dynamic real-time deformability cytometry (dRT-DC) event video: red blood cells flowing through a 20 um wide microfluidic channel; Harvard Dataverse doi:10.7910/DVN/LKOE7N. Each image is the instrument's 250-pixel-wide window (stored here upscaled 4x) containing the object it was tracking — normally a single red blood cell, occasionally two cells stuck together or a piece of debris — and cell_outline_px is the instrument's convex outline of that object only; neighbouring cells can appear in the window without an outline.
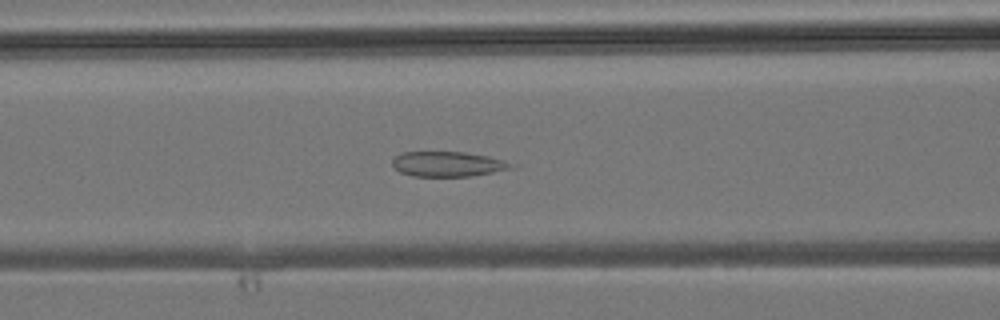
{"species": "common noctule bat (a hibernating species)", "species_latin": "Nyctalus noctula", "temperature_condition": "room temperature", "stored_images_in_passage": 34, "camera_frame_rate_fps": 3000, "um_per_image_px": 0.085, "animal": {"sex": "male", "body_mass_g": 19.2, "forearm_length_mm": 51.8}, "frame": {"image": 1, "passage_image": 8, "time_ms": 2.333, "image_size_px": [1000, 320], "cell_outline_px": [[516, 164], [512, 168], [472, 176], [412, 176], [400, 172], [392, 164], [392, 160], [400, 152], [464, 152], [488, 156]], "centroid_in_image_um": [38.05, 13.94], "position_along_channel_um": 128.6, "area_um2": 17.22}}
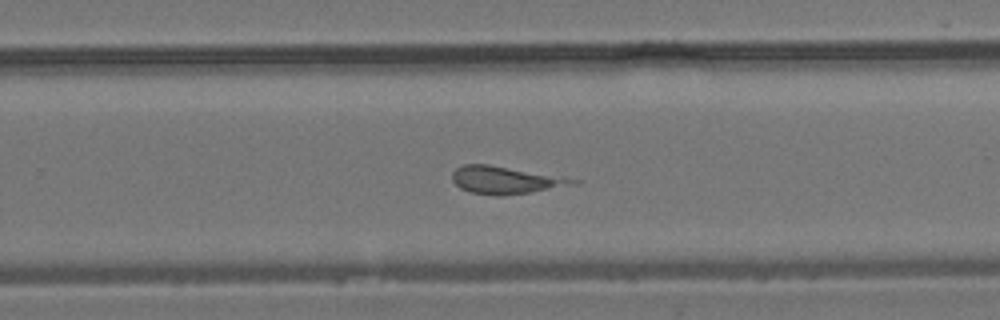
{"frame": {"image": 2, "passage_image": 18, "time_ms": 5.667, "image_size_px": [1000, 320], "cell_outline_px": [[580, 184], [504, 196], [496, 196], [472, 192], [460, 188], [452, 180], [452, 172], [456, 168], [464, 164], [488, 164], [580, 180]], "centroid_in_image_um": [42.94, 15.31], "position_along_channel_um": 286.9, "area_um2": 19.13}}
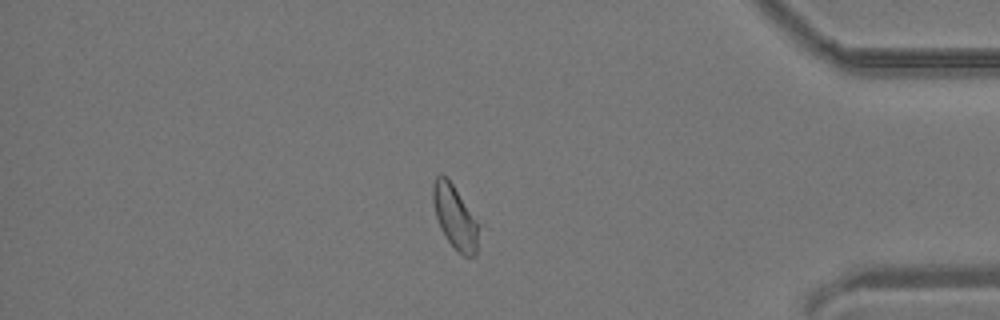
{"frame": {"image": 3, "passage_image": 27, "time_ms": 8.667, "image_size_px": [1000, 320], "cell_outline_px": [[476, 256], [464, 256], [448, 240], [440, 228], [436, 216], [432, 200], [432, 184], [436, 176], [444, 176], [452, 184], [476, 220]], "centroid_in_image_um": [38.61, 18.43], "position_along_channel_um": 396.6, "area_um2": 16.01}}